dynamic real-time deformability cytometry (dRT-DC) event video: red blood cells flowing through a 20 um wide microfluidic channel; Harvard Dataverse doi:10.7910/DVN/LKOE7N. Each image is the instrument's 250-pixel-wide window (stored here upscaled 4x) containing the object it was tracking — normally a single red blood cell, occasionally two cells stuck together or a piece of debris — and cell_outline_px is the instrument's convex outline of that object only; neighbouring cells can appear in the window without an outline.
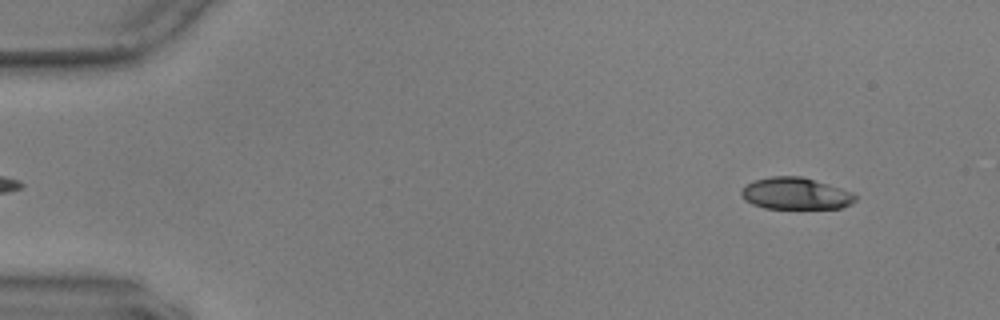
{"species": "common noctule bat (a hibernating species)", "species_latin": "Nyctalus noctula", "temperature_condition": "warm", "stored_images_in_passage": 54, "camera_frame_rate_fps": 3000, "um_per_image_px": 0.085, "animal": {"sex": "male", "body_mass_g": 17.9, "forearm_length_mm": 54.2}, "frame": {"image": 1, "passage_image": 3, "time_ms": 0.667, "image_size_px": [1000, 320], "cell_outline_px": [[856, 200], [852, 204], [840, 208], [764, 208], [752, 204], [744, 200], [740, 192], [744, 184], [752, 180], [772, 176], [800, 176], [828, 184], [852, 192], [856, 196]], "centroid_in_image_um": [67.58, 16.45], "position_along_channel_um": 17.4, "area_um2": 21.21}}
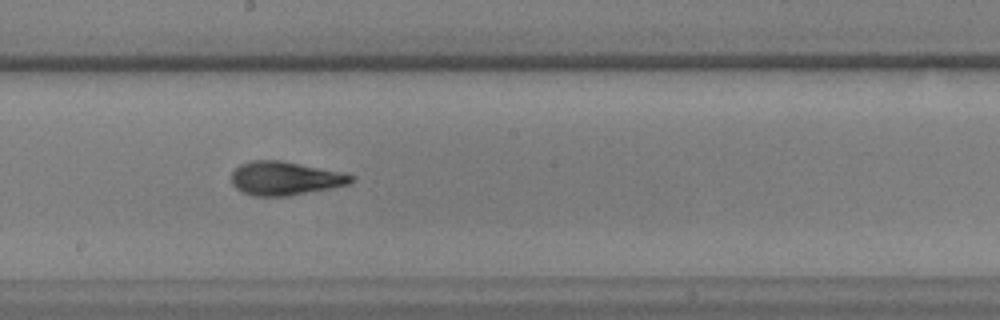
{"frame": {"image": 2, "passage_image": 29, "time_ms": 9.333, "image_size_px": [1000, 320], "cell_outline_px": [[356, 176], [348, 184], [332, 188], [288, 196], [252, 196], [236, 188], [232, 184], [232, 172], [240, 164], [252, 160], [280, 160], [344, 172]], "centroid_in_image_um": [24.24, 15.16], "position_along_channel_um": 224.0, "area_um2": 23.52}}
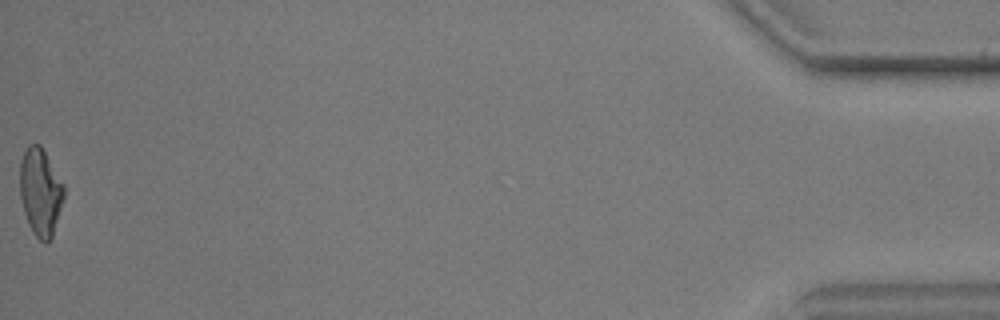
{"frame": {"image": 3, "passage_image": 54, "time_ms": 17.667, "image_size_px": [1000, 320], "cell_outline_px": [[64, 196], [52, 236], [48, 244], [44, 244], [32, 232], [28, 224], [24, 212], [20, 196], [20, 160], [28, 144], [40, 144], [64, 184]], "centroid_in_image_um": [3.42, 16.32], "position_along_channel_um": 431.8, "area_um2": 22.43}, "authors_computed_cell_mechanics": {"area_um2": 22.6576, "velocity_mm_per_s": 3.6018, "shape_relaxation_time_tau1_ms": 4.4459, "shape_relaxation_time_tau2_ms": 1.5002, "deformation_change_tau1": 0.1833, "deformation_change_tau2": 0.088}}